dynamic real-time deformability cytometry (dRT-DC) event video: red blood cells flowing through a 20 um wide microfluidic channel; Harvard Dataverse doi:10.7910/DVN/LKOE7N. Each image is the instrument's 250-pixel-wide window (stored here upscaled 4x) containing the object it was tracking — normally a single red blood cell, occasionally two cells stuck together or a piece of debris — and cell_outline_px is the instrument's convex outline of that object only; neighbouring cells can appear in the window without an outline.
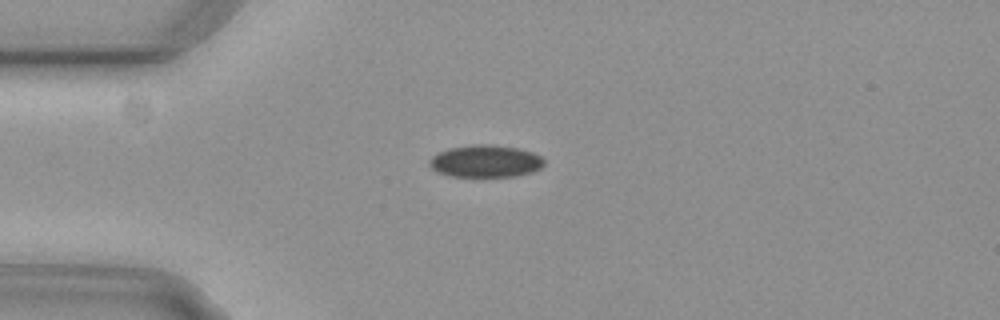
{"species": "common noctule bat (a hibernating species)", "species_latin": "Nyctalus noctula", "temperature_condition": "cold", "stored_images_in_passage": 4, "camera_frame_rate_fps": 3000, "um_per_image_px": 0.085, "animal": {"sex": "female", "body_mass_g": 29.2, "forearm_length_mm": 56.3}, "frame": {"image": 1, "passage_image": 4, "time_ms": 1.0, "image_size_px": [1000, 320], "cell_outline_px": [[544, 164], [540, 168], [532, 172], [516, 176], [448, 176], [436, 172], [428, 164], [428, 160], [432, 156], [448, 148], [472, 144], [488, 144], [516, 148], [532, 152], [540, 156], [544, 160]], "centroid_in_image_um": [41.23, 13.7], "position_along_channel_um": 43.8, "area_um2": 21.56}}